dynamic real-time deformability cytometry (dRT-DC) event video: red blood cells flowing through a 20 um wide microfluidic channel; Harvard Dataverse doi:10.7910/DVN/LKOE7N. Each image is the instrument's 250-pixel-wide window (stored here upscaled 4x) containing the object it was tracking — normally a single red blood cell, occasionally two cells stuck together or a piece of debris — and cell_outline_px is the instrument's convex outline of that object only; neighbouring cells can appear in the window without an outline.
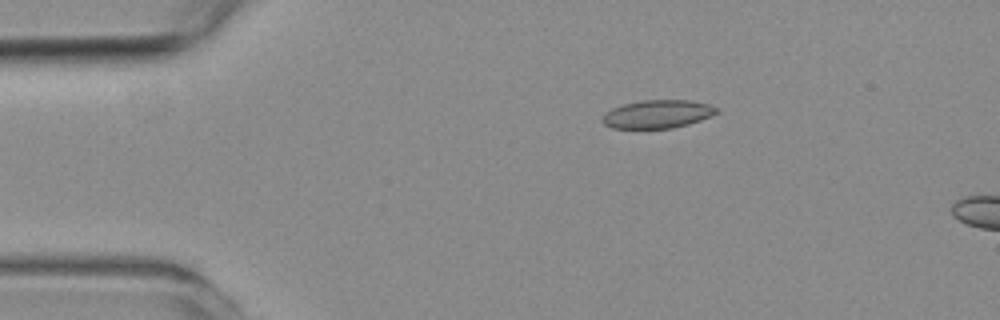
{"species": "common noctule bat (a hibernating species)", "species_latin": "Nyctalus noctula", "temperature_condition": "room temperature", "stored_images_in_passage": 5, "camera_frame_rate_fps": 3000, "um_per_image_px": 0.085, "animal": {"sex": "female", "body_mass_g": 19.3, "forearm_length_mm": 54.1}, "frame": {"image": 1, "passage_image": 1, "time_ms": 0.0, "image_size_px": [1000, 320], "cell_outline_px": [[720, 112], [712, 116], [688, 124], [672, 128], [612, 128], [604, 124], [600, 120], [612, 108], [624, 104], [644, 100], [692, 100], [708, 104], [716, 108]], "centroid_in_image_um": [55.92, 9.7], "position_along_channel_um": 29.1, "area_um2": 18.67}}